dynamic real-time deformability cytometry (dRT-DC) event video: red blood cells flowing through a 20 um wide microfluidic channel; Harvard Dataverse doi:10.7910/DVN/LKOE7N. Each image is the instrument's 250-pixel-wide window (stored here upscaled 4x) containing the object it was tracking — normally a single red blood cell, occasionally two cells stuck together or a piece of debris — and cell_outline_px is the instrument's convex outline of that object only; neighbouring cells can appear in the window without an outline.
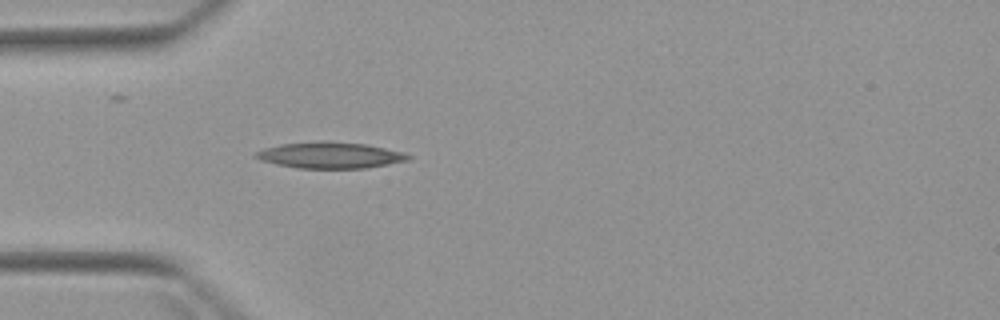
{"species": "Egyptian fruit bat (a non-hibernating species)", "species_latin": "Rousettus aegyptiacus", "temperature_condition": "warm", "stored_images_in_passage": 1, "camera_frame_rate_fps": 3000, "um_per_image_px": 0.085, "animal": {"sex": "female"}, "frame": {"image": 1, "passage_image": 1, "time_ms": 0.0, "image_size_px": [1000, 320], "cell_outline_px": [[412, 156], [408, 160], [388, 164], [364, 168], [296, 168], [276, 164], [260, 160], [252, 156], [256, 152], [264, 148], [280, 144], [324, 140], [364, 144], [404, 152]], "centroid_in_image_um": [28.02, 13.19], "position_along_channel_um": 57.0, "area_um2": 23.29}}